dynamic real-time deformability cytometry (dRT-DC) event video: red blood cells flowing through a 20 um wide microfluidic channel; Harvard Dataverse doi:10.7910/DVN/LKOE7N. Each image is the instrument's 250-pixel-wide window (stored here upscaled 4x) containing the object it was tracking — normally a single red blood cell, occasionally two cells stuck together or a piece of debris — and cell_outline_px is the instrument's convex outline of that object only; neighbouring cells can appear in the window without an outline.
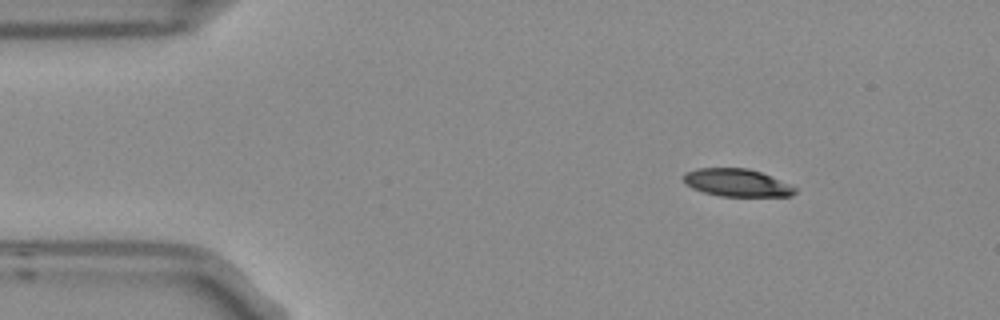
{"species": "Egyptian fruit bat (a non-hibernating species)", "species_latin": "Rousettus aegyptiacus", "temperature_condition": "room temperature", "stored_images_in_passage": 3, "camera_frame_rate_fps": 3000, "um_per_image_px": 0.085, "frame": {"image": 1, "passage_image": 1, "time_ms": 0.0, "image_size_px": [1000, 320], "cell_outline_px": [[796, 192], [792, 196], [720, 196], [704, 192], [692, 188], [684, 184], [684, 172], [696, 168], [748, 168], [760, 172], [788, 184], [796, 188]], "centroid_in_image_um": [62.59, 15.53], "position_along_channel_um": 22.4, "area_um2": 17.86}}